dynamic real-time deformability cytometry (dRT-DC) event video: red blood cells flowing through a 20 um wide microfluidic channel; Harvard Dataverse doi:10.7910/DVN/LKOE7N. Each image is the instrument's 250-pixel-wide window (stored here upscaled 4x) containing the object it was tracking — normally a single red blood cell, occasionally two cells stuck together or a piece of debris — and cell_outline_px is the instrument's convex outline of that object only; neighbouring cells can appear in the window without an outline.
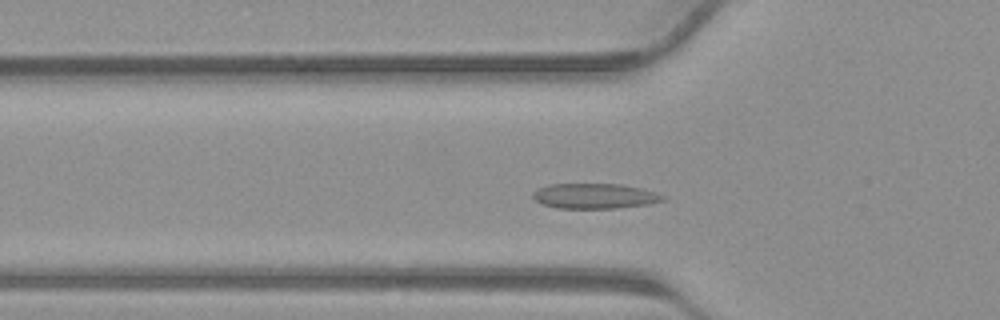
{"species": "common noctule bat (a hibernating species)", "species_latin": "Nyctalus noctula", "temperature_condition": "warm", "stored_images_in_passage": 37, "camera_frame_rate_fps": 3000, "um_per_image_px": 0.085, "animal": {"sex": "male", "body_mass_g": 23.1, "forearm_length_mm": 52.7}, "frame": {"image": 1, "passage_image": 10, "time_ms": 3.0, "image_size_px": [1000, 320], "cell_outline_px": [[668, 196], [664, 200], [648, 204], [616, 208], [556, 208], [544, 204], [536, 200], [532, 196], [532, 192], [548, 184], [620, 184], [640, 188], [656, 192]], "centroid_in_image_um": [50.57, 16.66], "position_along_channel_um": 75.2, "area_um2": 19.02}}
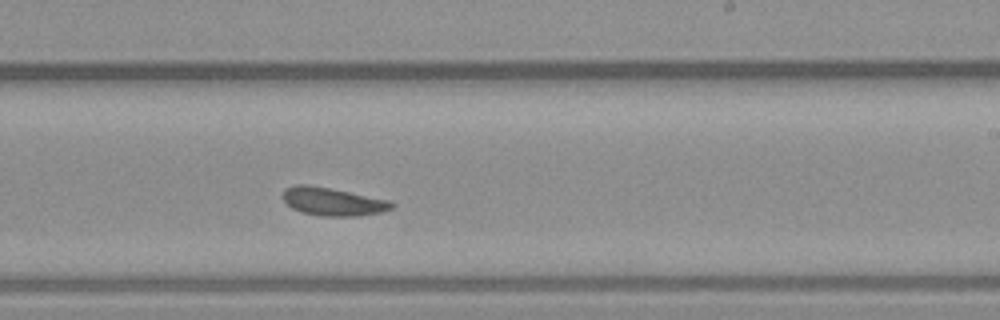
{"frame": {"image": 2, "passage_image": 21, "time_ms": 6.667, "image_size_px": [1000, 320], "cell_outline_px": [[396, 204], [392, 208], [384, 212], [360, 216], [320, 216], [300, 212], [292, 208], [280, 196], [284, 188], [296, 184], [308, 184], [392, 200]], "centroid_in_image_um": [28.3, 17.13], "position_along_channel_um": 260.7, "area_um2": 18.21}}
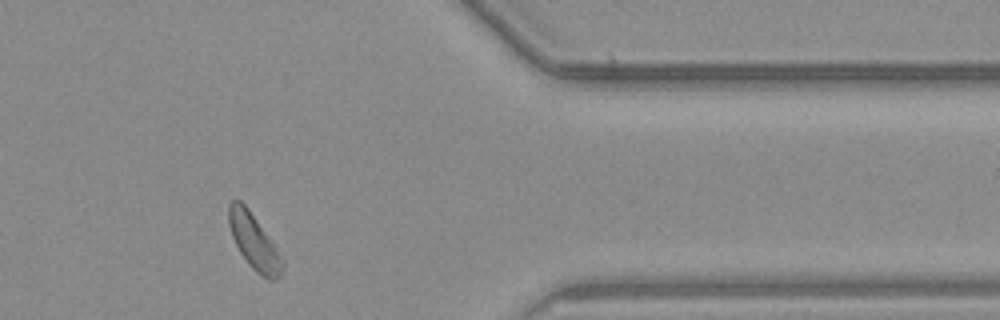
{"frame": {"image": 3, "passage_image": 30, "time_ms": 9.667, "image_size_px": [1000, 320], "cell_outline_px": [[284, 268], [280, 276], [276, 280], [268, 280], [256, 272], [248, 264], [240, 252], [232, 236], [228, 224], [228, 204], [232, 200], [240, 200], [248, 208], [272, 244], [284, 264]], "centroid_in_image_um": [21.55, 20.57], "position_along_channel_um": 389.8, "area_um2": 16.76}}